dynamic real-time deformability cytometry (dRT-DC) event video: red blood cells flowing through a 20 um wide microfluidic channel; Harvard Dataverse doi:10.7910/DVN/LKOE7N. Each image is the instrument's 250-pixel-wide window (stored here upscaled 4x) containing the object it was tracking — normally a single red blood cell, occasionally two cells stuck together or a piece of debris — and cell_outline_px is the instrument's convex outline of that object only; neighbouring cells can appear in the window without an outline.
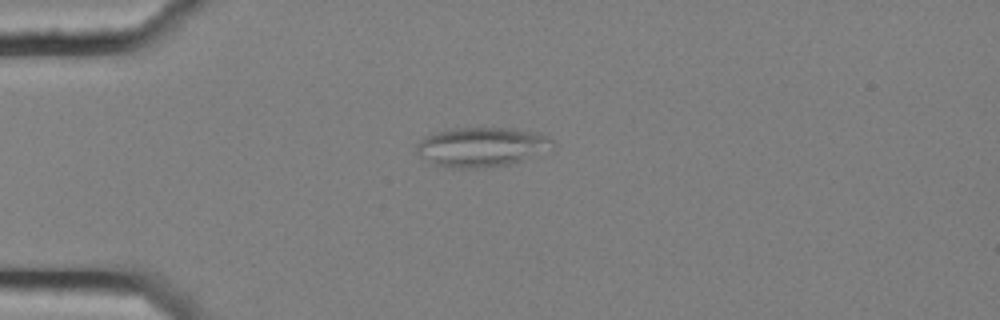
{"species": "common noctule bat (a hibernating species)", "species_latin": "Nyctalus noctula", "temperature_condition": "cold", "stored_images_in_passage": 4, "camera_frame_rate_fps": 3000, "um_per_image_px": 0.085, "animal": {"sex": "female", "body_mass_g": 25.1}, "frame": {"image": 1, "passage_image": 1, "time_ms": 0.0, "image_size_px": [1000, 320], "cell_outline_px": [[556, 148], [552, 152], [508, 164], [480, 168], [448, 168], [436, 164], [420, 156], [416, 152], [416, 144], [424, 136], [436, 132], [452, 128], [512, 128], [536, 132], [548, 136], [556, 140]], "centroid_in_image_um": [41.04, 12.49], "position_along_channel_um": 44.0, "area_um2": 31.96}}